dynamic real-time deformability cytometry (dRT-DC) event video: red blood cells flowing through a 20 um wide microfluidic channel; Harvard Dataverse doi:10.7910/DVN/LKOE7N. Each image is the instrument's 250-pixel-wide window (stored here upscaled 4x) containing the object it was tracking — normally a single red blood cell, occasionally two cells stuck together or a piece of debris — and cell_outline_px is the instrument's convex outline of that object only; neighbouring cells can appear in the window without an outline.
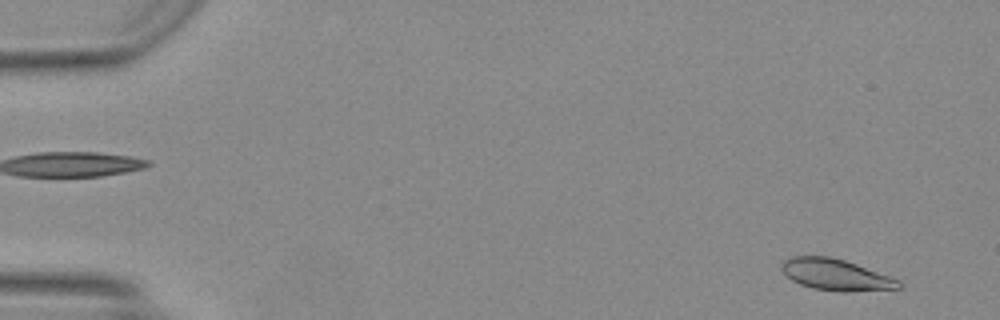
{"species": "Egyptian fruit bat (a non-hibernating species)", "species_latin": "Rousettus aegyptiacus", "temperature_condition": "warm", "stored_images_in_passage": 7, "camera_frame_rate_fps": 3000, "um_per_image_px": 0.085, "animal": {"sex": "female"}, "frame": {"image": 1, "passage_image": 3, "time_ms": 0.667, "image_size_px": [1000, 320], "cell_outline_px": [[900, 288], [848, 292], [840, 292], [812, 288], [800, 284], [792, 280], [780, 268], [780, 264], [784, 260], [792, 256], [828, 256], [844, 260], [856, 264], [900, 280]], "centroid_in_image_um": [71.01, 23.35], "position_along_channel_um": 14.0, "area_um2": 21.27}}